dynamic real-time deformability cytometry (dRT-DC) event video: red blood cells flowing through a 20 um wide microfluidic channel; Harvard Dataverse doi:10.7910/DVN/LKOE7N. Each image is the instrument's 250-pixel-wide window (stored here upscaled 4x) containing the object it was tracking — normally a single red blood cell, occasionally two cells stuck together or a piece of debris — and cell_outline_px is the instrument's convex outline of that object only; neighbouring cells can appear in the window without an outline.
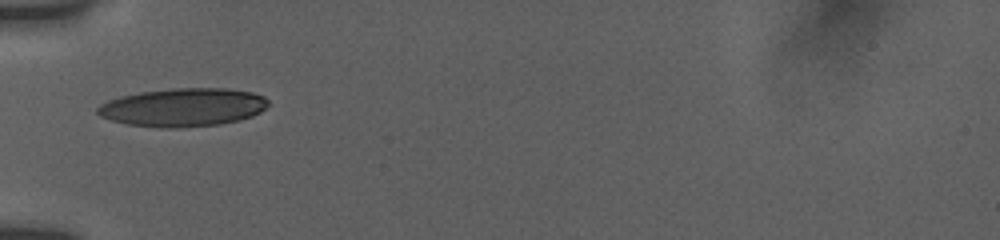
{"species": "human", "species_latin": "Homo sapiens", "temperature_condition": "room temperature", "stored_images_in_passage": 30, "camera_frame_rate_fps": 3000, "um_per_image_px": 0.085, "donor": {"sex": "female"}, "frame": {"image": 1, "passage_image": 1, "time_ms": 0.0, "image_size_px": [1000, 240], "cell_outline_px": [[268, 104], [260, 112], [252, 116], [240, 120], [220, 124], [176, 128], [160, 128], [128, 124], [112, 120], [100, 116], [96, 112], [96, 108], [100, 104], [108, 100], [120, 96], [140, 92], [172, 88], [228, 88], [252, 92], [264, 96], [268, 100]], "centroid_in_image_um": [15.55, 9.12], "position_along_channel_um": 69.4, "area_um2": 38.26}}
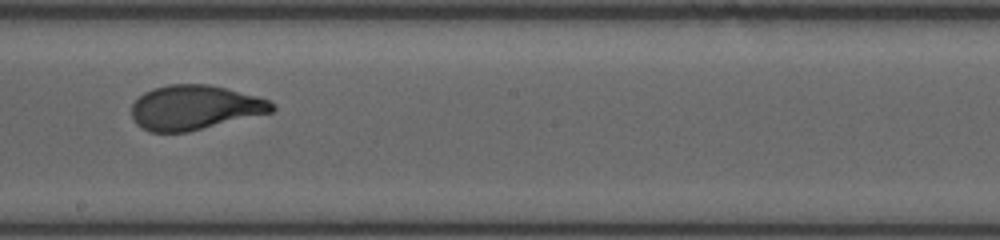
{"frame": {"image": 2, "passage_image": 13, "time_ms": 4.333, "image_size_px": [1000, 240], "cell_outline_px": [[276, 108], [272, 112], [188, 132], [148, 132], [140, 128], [132, 120], [132, 104], [144, 92], [152, 88], [168, 84], [208, 84], [272, 100], [276, 104]], "centroid_in_image_um": [16.54, 9.14], "position_along_channel_um": 231.7, "area_um2": 36.65}}
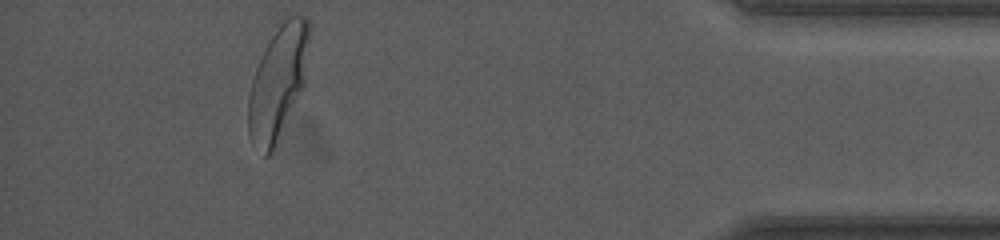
{"frame": {"image": 3, "passage_image": 24, "time_ms": 10.333, "image_size_px": [1000, 240], "cell_outline_px": [[308, 40], [304, 84], [272, 152], [268, 156], [264, 156], [252, 144], [248, 136], [248, 96], [252, 80], [256, 68], [264, 48], [280, 24], [288, 16], [304, 16], [308, 20]], "centroid_in_image_um": [23.58, 7.05], "position_along_channel_um": 411.6, "area_um2": 39.36}, "authors_computed_cell_mechanics": {"area_um2": 37.7434, "velocity_mm_per_s": 3.7944, "shape_relaxation_time_tau1_ms": 4.1029, "shape_relaxation_time_tau2_ms": null, "deformation_change_tau1": 0.1965, "deformation_change_tau2": null}}